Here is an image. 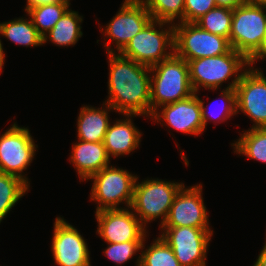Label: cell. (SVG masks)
I'll list each match as a JSON object with an SVG mask.
<instances>
[{"label":"cell","mask_w":266,"mask_h":266,"mask_svg":"<svg viewBox=\"0 0 266 266\" xmlns=\"http://www.w3.org/2000/svg\"><path fill=\"white\" fill-rule=\"evenodd\" d=\"M108 57L109 96L105 103L119 114H138L150 118L151 67L120 53H108Z\"/></svg>","instance_id":"cell-1"},{"label":"cell","mask_w":266,"mask_h":266,"mask_svg":"<svg viewBox=\"0 0 266 266\" xmlns=\"http://www.w3.org/2000/svg\"><path fill=\"white\" fill-rule=\"evenodd\" d=\"M151 74L150 117L161 106L184 100L195 93L188 62L175 53L152 66Z\"/></svg>","instance_id":"cell-2"},{"label":"cell","mask_w":266,"mask_h":266,"mask_svg":"<svg viewBox=\"0 0 266 266\" xmlns=\"http://www.w3.org/2000/svg\"><path fill=\"white\" fill-rule=\"evenodd\" d=\"M250 65L251 63L241 53L232 48L227 53L218 56L189 60L192 88L195 93H198L201 87L214 91L232 76L235 77L226 89L235 88L243 72Z\"/></svg>","instance_id":"cell-3"},{"label":"cell","mask_w":266,"mask_h":266,"mask_svg":"<svg viewBox=\"0 0 266 266\" xmlns=\"http://www.w3.org/2000/svg\"><path fill=\"white\" fill-rule=\"evenodd\" d=\"M228 41L252 63L266 45V7L245 3L233 9Z\"/></svg>","instance_id":"cell-4"},{"label":"cell","mask_w":266,"mask_h":266,"mask_svg":"<svg viewBox=\"0 0 266 266\" xmlns=\"http://www.w3.org/2000/svg\"><path fill=\"white\" fill-rule=\"evenodd\" d=\"M138 180L137 177L130 208L145 228L148 222L161 218L160 228L166 222L173 200L184 184L157 178L141 183Z\"/></svg>","instance_id":"cell-5"},{"label":"cell","mask_w":266,"mask_h":266,"mask_svg":"<svg viewBox=\"0 0 266 266\" xmlns=\"http://www.w3.org/2000/svg\"><path fill=\"white\" fill-rule=\"evenodd\" d=\"M166 25L167 28H163ZM173 53L174 24L153 19L120 52L122 56L149 67L169 58Z\"/></svg>","instance_id":"cell-6"},{"label":"cell","mask_w":266,"mask_h":266,"mask_svg":"<svg viewBox=\"0 0 266 266\" xmlns=\"http://www.w3.org/2000/svg\"><path fill=\"white\" fill-rule=\"evenodd\" d=\"M137 176L126 169L112 165L103 168L88 180L93 181L91 201L98 205L96 212L104 209H122L120 203L131 207ZM124 202V203H123Z\"/></svg>","instance_id":"cell-7"},{"label":"cell","mask_w":266,"mask_h":266,"mask_svg":"<svg viewBox=\"0 0 266 266\" xmlns=\"http://www.w3.org/2000/svg\"><path fill=\"white\" fill-rule=\"evenodd\" d=\"M230 49L227 38L203 30L195 23L174 24V53L187 62L225 54Z\"/></svg>","instance_id":"cell-8"},{"label":"cell","mask_w":266,"mask_h":266,"mask_svg":"<svg viewBox=\"0 0 266 266\" xmlns=\"http://www.w3.org/2000/svg\"><path fill=\"white\" fill-rule=\"evenodd\" d=\"M37 147L27 127L12 124L0 135V173L16 176L30 187L23 171L32 163Z\"/></svg>","instance_id":"cell-9"},{"label":"cell","mask_w":266,"mask_h":266,"mask_svg":"<svg viewBox=\"0 0 266 266\" xmlns=\"http://www.w3.org/2000/svg\"><path fill=\"white\" fill-rule=\"evenodd\" d=\"M160 228V237L171 247L181 266H206L213 230L188 226Z\"/></svg>","instance_id":"cell-10"},{"label":"cell","mask_w":266,"mask_h":266,"mask_svg":"<svg viewBox=\"0 0 266 266\" xmlns=\"http://www.w3.org/2000/svg\"><path fill=\"white\" fill-rule=\"evenodd\" d=\"M151 20L152 16L141 0H124L118 13L104 29L101 28L103 35L108 38V41L105 40L107 54L116 53L115 49L109 45L112 43L111 41L115 43V48L120 53Z\"/></svg>","instance_id":"cell-11"},{"label":"cell","mask_w":266,"mask_h":266,"mask_svg":"<svg viewBox=\"0 0 266 266\" xmlns=\"http://www.w3.org/2000/svg\"><path fill=\"white\" fill-rule=\"evenodd\" d=\"M235 90L237 114L241 111L251 118V128H266V77L262 70L248 66Z\"/></svg>","instance_id":"cell-12"},{"label":"cell","mask_w":266,"mask_h":266,"mask_svg":"<svg viewBox=\"0 0 266 266\" xmlns=\"http://www.w3.org/2000/svg\"><path fill=\"white\" fill-rule=\"evenodd\" d=\"M97 233L106 243L146 241L147 229L132 209H104L95 212Z\"/></svg>","instance_id":"cell-13"},{"label":"cell","mask_w":266,"mask_h":266,"mask_svg":"<svg viewBox=\"0 0 266 266\" xmlns=\"http://www.w3.org/2000/svg\"><path fill=\"white\" fill-rule=\"evenodd\" d=\"M52 253L59 266H91L90 251L84 237L63 217L54 222Z\"/></svg>","instance_id":"cell-14"},{"label":"cell","mask_w":266,"mask_h":266,"mask_svg":"<svg viewBox=\"0 0 266 266\" xmlns=\"http://www.w3.org/2000/svg\"><path fill=\"white\" fill-rule=\"evenodd\" d=\"M202 184L185 187L176 194L162 227H195L211 229L202 197ZM210 227V228H209Z\"/></svg>","instance_id":"cell-15"},{"label":"cell","mask_w":266,"mask_h":266,"mask_svg":"<svg viewBox=\"0 0 266 266\" xmlns=\"http://www.w3.org/2000/svg\"><path fill=\"white\" fill-rule=\"evenodd\" d=\"M197 93L175 103L161 106V110H156L151 118L160 122H165L168 127L190 135H200L204 131L202 122L201 105ZM160 111V112H159ZM162 120V121H161Z\"/></svg>","instance_id":"cell-16"},{"label":"cell","mask_w":266,"mask_h":266,"mask_svg":"<svg viewBox=\"0 0 266 266\" xmlns=\"http://www.w3.org/2000/svg\"><path fill=\"white\" fill-rule=\"evenodd\" d=\"M125 119L117 120L113 125H109L104 138V146L108 156L120 157L122 155H129L139 148L142 133L132 123L131 117L141 116L138 114H123Z\"/></svg>","instance_id":"cell-17"},{"label":"cell","mask_w":266,"mask_h":266,"mask_svg":"<svg viewBox=\"0 0 266 266\" xmlns=\"http://www.w3.org/2000/svg\"><path fill=\"white\" fill-rule=\"evenodd\" d=\"M70 162L77 170L80 181L88 180L92 175L108 167L110 158L103 142H85L82 140L73 143Z\"/></svg>","instance_id":"cell-18"},{"label":"cell","mask_w":266,"mask_h":266,"mask_svg":"<svg viewBox=\"0 0 266 266\" xmlns=\"http://www.w3.org/2000/svg\"><path fill=\"white\" fill-rule=\"evenodd\" d=\"M105 106V108H104ZM114 109L103 102V108L83 106L77 119L78 140L103 142L110 125L109 111Z\"/></svg>","instance_id":"cell-19"},{"label":"cell","mask_w":266,"mask_h":266,"mask_svg":"<svg viewBox=\"0 0 266 266\" xmlns=\"http://www.w3.org/2000/svg\"><path fill=\"white\" fill-rule=\"evenodd\" d=\"M82 21L83 16L69 9L43 37V44L50 41L57 46L63 47L75 45L83 35L81 31Z\"/></svg>","instance_id":"cell-20"},{"label":"cell","mask_w":266,"mask_h":266,"mask_svg":"<svg viewBox=\"0 0 266 266\" xmlns=\"http://www.w3.org/2000/svg\"><path fill=\"white\" fill-rule=\"evenodd\" d=\"M0 34L15 44L22 46H41L43 37L39 34L31 18H16L0 23Z\"/></svg>","instance_id":"cell-21"},{"label":"cell","mask_w":266,"mask_h":266,"mask_svg":"<svg viewBox=\"0 0 266 266\" xmlns=\"http://www.w3.org/2000/svg\"><path fill=\"white\" fill-rule=\"evenodd\" d=\"M70 0H63L58 3H50L29 8L26 13L38 30L44 37L59 21V19L70 9Z\"/></svg>","instance_id":"cell-22"},{"label":"cell","mask_w":266,"mask_h":266,"mask_svg":"<svg viewBox=\"0 0 266 266\" xmlns=\"http://www.w3.org/2000/svg\"><path fill=\"white\" fill-rule=\"evenodd\" d=\"M232 143L234 152L266 163V128H250Z\"/></svg>","instance_id":"cell-23"},{"label":"cell","mask_w":266,"mask_h":266,"mask_svg":"<svg viewBox=\"0 0 266 266\" xmlns=\"http://www.w3.org/2000/svg\"><path fill=\"white\" fill-rule=\"evenodd\" d=\"M28 190L29 186L20 178L0 173V223Z\"/></svg>","instance_id":"cell-24"},{"label":"cell","mask_w":266,"mask_h":266,"mask_svg":"<svg viewBox=\"0 0 266 266\" xmlns=\"http://www.w3.org/2000/svg\"><path fill=\"white\" fill-rule=\"evenodd\" d=\"M144 247L143 241L136 266H181L171 247L160 236L147 249Z\"/></svg>","instance_id":"cell-25"},{"label":"cell","mask_w":266,"mask_h":266,"mask_svg":"<svg viewBox=\"0 0 266 266\" xmlns=\"http://www.w3.org/2000/svg\"><path fill=\"white\" fill-rule=\"evenodd\" d=\"M232 17L233 9L216 6L199 18L195 24L203 30L229 40Z\"/></svg>","instance_id":"cell-26"},{"label":"cell","mask_w":266,"mask_h":266,"mask_svg":"<svg viewBox=\"0 0 266 266\" xmlns=\"http://www.w3.org/2000/svg\"><path fill=\"white\" fill-rule=\"evenodd\" d=\"M153 20L175 24L184 22L185 0H141Z\"/></svg>","instance_id":"cell-27"},{"label":"cell","mask_w":266,"mask_h":266,"mask_svg":"<svg viewBox=\"0 0 266 266\" xmlns=\"http://www.w3.org/2000/svg\"><path fill=\"white\" fill-rule=\"evenodd\" d=\"M224 100V104L222 105V109L220 110V112L217 114L211 113L207 110L208 107L204 106V102L203 100H201V98L198 97L200 105H201V114H202V122L204 125V130L206 129L208 120L214 121V123H222V121H226L227 119H230L231 116L235 115L237 113V107H236V90L235 88L232 89H224L221 91V95H220ZM210 109V108H209ZM209 113H208V112ZM209 115H211L212 117H210ZM213 115L216 117H213ZM215 119V120H214ZM216 121V122H215Z\"/></svg>","instance_id":"cell-28"},{"label":"cell","mask_w":266,"mask_h":266,"mask_svg":"<svg viewBox=\"0 0 266 266\" xmlns=\"http://www.w3.org/2000/svg\"><path fill=\"white\" fill-rule=\"evenodd\" d=\"M142 244L143 241L107 243L108 246L103 252L108 259L120 265L132 259L133 255L141 250Z\"/></svg>","instance_id":"cell-29"},{"label":"cell","mask_w":266,"mask_h":266,"mask_svg":"<svg viewBox=\"0 0 266 266\" xmlns=\"http://www.w3.org/2000/svg\"><path fill=\"white\" fill-rule=\"evenodd\" d=\"M215 7V0H185L184 22L195 23L199 18Z\"/></svg>","instance_id":"cell-30"},{"label":"cell","mask_w":266,"mask_h":266,"mask_svg":"<svg viewBox=\"0 0 266 266\" xmlns=\"http://www.w3.org/2000/svg\"><path fill=\"white\" fill-rule=\"evenodd\" d=\"M216 6L235 9L236 7L247 3V0H215Z\"/></svg>","instance_id":"cell-31"},{"label":"cell","mask_w":266,"mask_h":266,"mask_svg":"<svg viewBox=\"0 0 266 266\" xmlns=\"http://www.w3.org/2000/svg\"><path fill=\"white\" fill-rule=\"evenodd\" d=\"M63 0H27V4L25 5V12L32 7H37L40 5H46V4H50V3H58V2H62Z\"/></svg>","instance_id":"cell-32"},{"label":"cell","mask_w":266,"mask_h":266,"mask_svg":"<svg viewBox=\"0 0 266 266\" xmlns=\"http://www.w3.org/2000/svg\"><path fill=\"white\" fill-rule=\"evenodd\" d=\"M253 266H266V242Z\"/></svg>","instance_id":"cell-33"},{"label":"cell","mask_w":266,"mask_h":266,"mask_svg":"<svg viewBox=\"0 0 266 266\" xmlns=\"http://www.w3.org/2000/svg\"><path fill=\"white\" fill-rule=\"evenodd\" d=\"M3 45H2V42H1V39H0V72L2 71L3 69V66H4V61H5V54H4V51H3Z\"/></svg>","instance_id":"cell-34"},{"label":"cell","mask_w":266,"mask_h":266,"mask_svg":"<svg viewBox=\"0 0 266 266\" xmlns=\"http://www.w3.org/2000/svg\"><path fill=\"white\" fill-rule=\"evenodd\" d=\"M247 3L266 7V0H247Z\"/></svg>","instance_id":"cell-35"},{"label":"cell","mask_w":266,"mask_h":266,"mask_svg":"<svg viewBox=\"0 0 266 266\" xmlns=\"http://www.w3.org/2000/svg\"><path fill=\"white\" fill-rule=\"evenodd\" d=\"M264 58H266V45L263 49V51L259 54V56L251 63V65L253 66V64H256L255 62L258 60H264Z\"/></svg>","instance_id":"cell-36"}]
</instances>
